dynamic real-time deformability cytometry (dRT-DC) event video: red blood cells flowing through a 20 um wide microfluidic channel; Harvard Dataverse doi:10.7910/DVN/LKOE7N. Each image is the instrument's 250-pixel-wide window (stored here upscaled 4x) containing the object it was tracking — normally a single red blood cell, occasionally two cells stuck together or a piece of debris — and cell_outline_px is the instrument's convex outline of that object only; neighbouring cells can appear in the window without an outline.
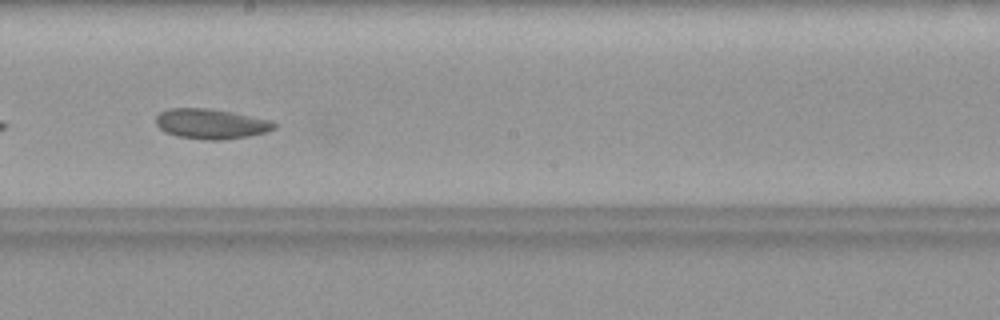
{"species": "common noctule bat (a hibernating species)", "species_latin": "Nyctalus noctula", "temperature_condition": "warm", "stored_images_in_passage": 31, "camera_frame_rate_fps": 3000, "um_per_image_px": 0.085, "animal": {"sex": "female", "body_mass_g": 19.9}, "frame": {"image": 1, "passage_image": 13, "time_ms": 4.0, "image_size_px": [1000, 320], "cell_outline_px": [[276, 128], [264, 132], [248, 136], [220, 140], [204, 140], [176, 136], [164, 132], [156, 124], [156, 116], [160, 112], [168, 108], [208, 108], [232, 112], [272, 120], [276, 124]], "centroid_in_image_um": [17.91, 10.52], "position_along_channel_um": 230.3, "area_um2": 20.81}}
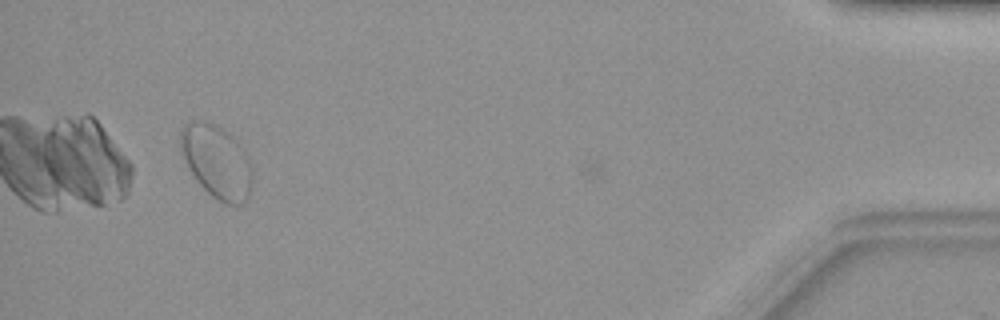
{"frame": {"image": 2, "passage_image": 30, "time_ms": 9.667, "image_size_px": [1000, 320], "cell_outline_px": [[252, 188], [248, 200], [244, 204], [224, 204], [212, 196], [196, 180], [180, 156], [180, 128], [188, 120], [200, 120], [212, 124], [220, 128], [232, 136], [244, 148], [248, 156], [252, 172]], "centroid_in_image_um": [18.41, 13.74], "position_along_channel_um": 416.8, "area_um2": 31.1}}